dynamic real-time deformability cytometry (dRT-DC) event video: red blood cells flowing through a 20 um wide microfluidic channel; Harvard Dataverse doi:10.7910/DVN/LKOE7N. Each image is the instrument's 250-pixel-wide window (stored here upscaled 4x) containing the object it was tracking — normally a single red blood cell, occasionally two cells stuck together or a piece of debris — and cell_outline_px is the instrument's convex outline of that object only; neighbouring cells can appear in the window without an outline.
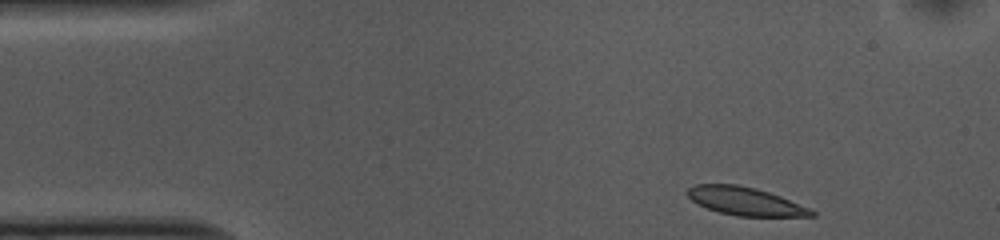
{"species": "common noctule bat (a hibernating species)", "species_latin": "Nyctalus noctula", "temperature_condition": "cold", "stored_images_in_passage": 42, "camera_frame_rate_fps": 3000, "um_per_image_px": 0.085, "animal": {"sex": "female", "body_mass_g": 10.0, "forearm_length_mm": 53.1}, "frame": {"image": 1, "passage_image": 1, "time_ms": 0.0, "image_size_px": [1000, 240], "cell_outline_px": [[816, 216], [736, 216], [720, 212], [708, 208], [692, 200], [684, 192], [692, 184], [736, 184], [756, 188], [780, 196], [808, 208], [816, 212]], "centroid_in_image_um": [63.31, 17.09], "position_along_channel_um": 21.7, "area_um2": 20.17}}
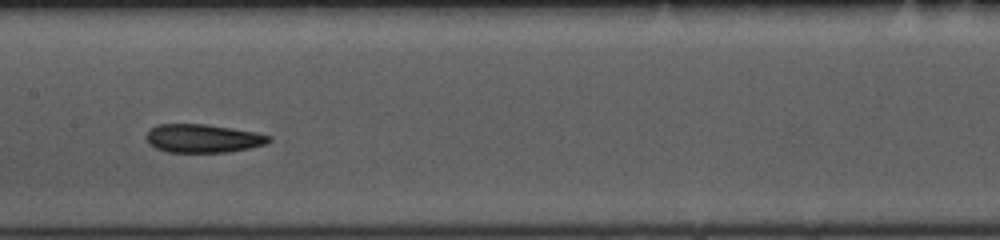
{"frame": {"image": 2, "passage_image": 20, "time_ms": 6.333, "image_size_px": [1000, 240], "cell_outline_px": [[272, 140], [268, 144], [228, 152], [168, 152], [156, 148], [148, 144], [144, 136], [156, 124], [208, 124], [256, 132], [272, 136]], "centroid_in_image_um": [17.26, 11.76], "position_along_channel_um": 190.1, "area_um2": 20.52}}
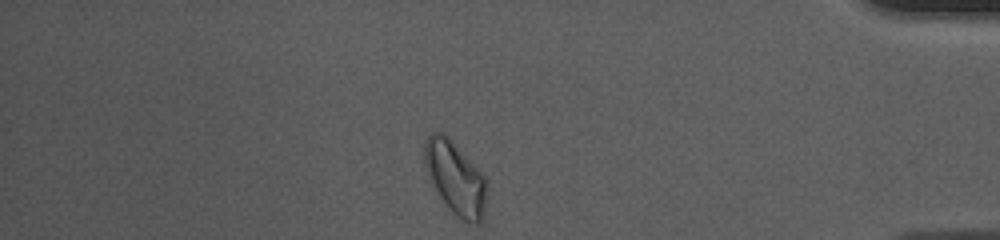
{"frame": {"image": 3, "passage_image": 40, "time_ms": 13.0, "image_size_px": [1000, 240], "cell_outline_px": [[484, 208], [480, 220], [476, 224], [464, 220], [456, 216], [444, 204], [428, 176], [424, 168], [424, 144], [428, 136], [432, 132], [444, 132], [448, 136], [484, 176]], "centroid_in_image_um": [38.63, 15.08], "position_along_channel_um": 396.6, "area_um2": 25.78}, "authors_computed_cell_mechanics": {"area_um2": 20.9525, "velocity_mm_per_s": 3.6732, "shape_relaxation_time_tau1_ms": 8.6992, "shape_relaxation_time_tau2_ms": 2.8915, "deformation_change_tau1": 0.1541, "deformation_change_tau2": 0.0656}}